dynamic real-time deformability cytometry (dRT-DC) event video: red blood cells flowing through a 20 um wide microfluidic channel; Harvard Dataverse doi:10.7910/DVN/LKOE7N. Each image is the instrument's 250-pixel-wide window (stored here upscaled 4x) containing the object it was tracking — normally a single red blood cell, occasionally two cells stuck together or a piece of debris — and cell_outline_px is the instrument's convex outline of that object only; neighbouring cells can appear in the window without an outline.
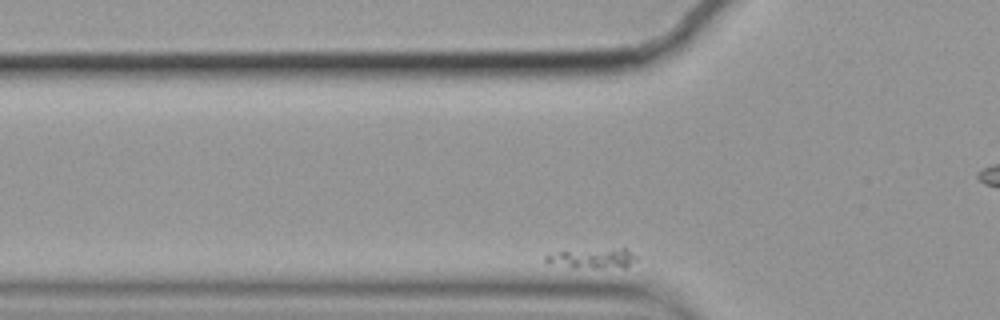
{"species": "common noctule bat (a hibernating species)", "species_latin": "Nyctalus noctula", "temperature_condition": "cold", "stored_images_in_passage": 42, "camera_frame_rate_fps": 3000, "um_per_image_px": 0.085, "animal": {"sex": "female", "body_mass_g": 19.9}, "frame": {"image": 1, "passage_image": 2, "time_ms": 0.333, "image_size_px": [1000, 320], "cell_outline_px": [[636, 260], [624, 268], [592, 268], [548, 264], [544, 260], [544, 256], [560, 252], [620, 248], [624, 248], [632, 252], [636, 256]], "centroid_in_image_um": [50.43, 21.97], "position_along_channel_um": 75.4, "area_um2": 10.29}}
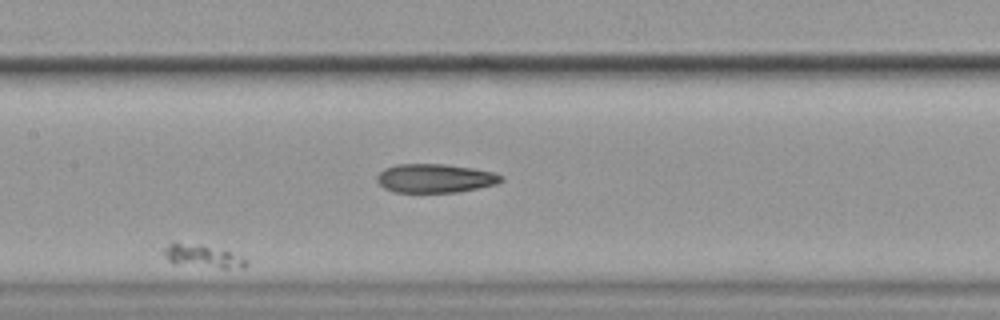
{"frame": {"image": 2, "passage_image": 16, "time_ms": 5.0, "image_size_px": [1000, 320], "cell_outline_px": [[248, 264], [244, 268], [220, 268], [172, 264], [168, 260], [164, 252], [164, 248], [172, 240], [176, 240], [200, 244], [228, 252], [248, 260]], "centroid_in_image_um": [17.14, 21.76], "position_along_channel_um": 190.3, "area_um2": 11.21}}
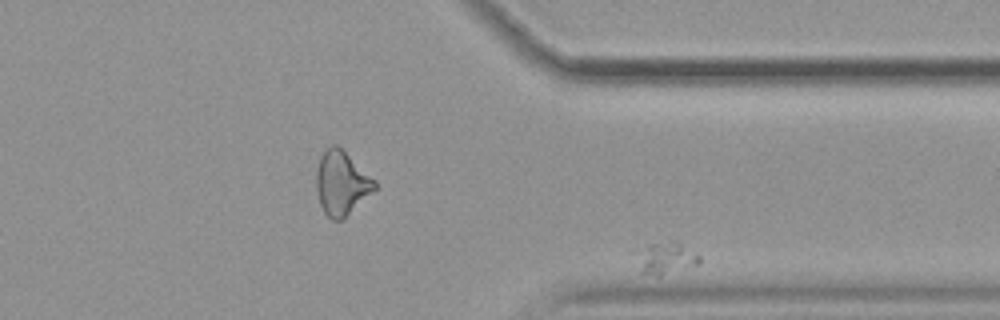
{"frame": {"image": 3, "passage_image": 35, "time_ms": 11.333, "image_size_px": [1000, 320], "cell_outline_px": [[700, 264], [660, 276], [656, 276], [640, 272], [628, 252], [648, 244], [676, 240], [700, 256]], "centroid_in_image_um": [56.43, 21.93], "position_along_channel_um": 355.0, "area_um2": 12.6}}